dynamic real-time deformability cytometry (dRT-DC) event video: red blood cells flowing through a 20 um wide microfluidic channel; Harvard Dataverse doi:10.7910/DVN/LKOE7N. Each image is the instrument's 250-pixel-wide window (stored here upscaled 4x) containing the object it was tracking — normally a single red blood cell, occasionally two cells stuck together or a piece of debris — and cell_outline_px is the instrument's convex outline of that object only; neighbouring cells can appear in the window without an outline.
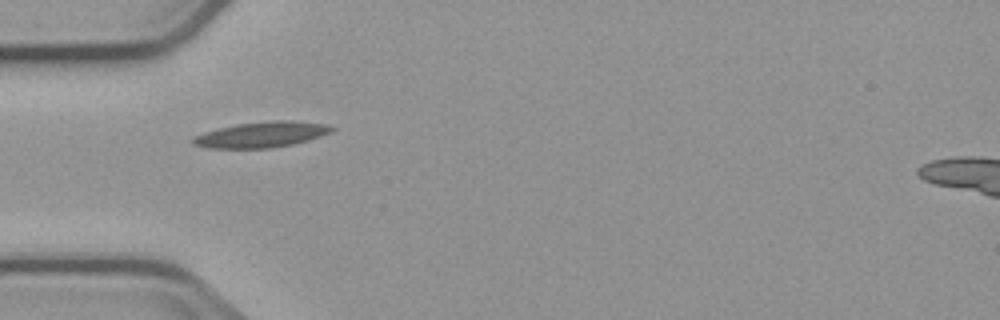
{"species": "common noctule bat (a hibernating species)", "species_latin": "Nyctalus noctula", "temperature_condition": "cold", "stored_images_in_passage": 1, "camera_frame_rate_fps": 3000, "um_per_image_px": 0.085, "animal": {"sex": "male", "body_mass_g": 23.1, "forearm_length_mm": 52.7}, "frame": {"image": 1, "passage_image": 1, "time_ms": 0.0, "image_size_px": [1000, 320], "cell_outline_px": [[336, 128], [332, 132], [308, 140], [292, 144], [272, 148], [208, 148], [192, 144], [192, 140], [196, 136], [204, 132], [236, 124], [276, 120], [292, 120], [328, 124]], "centroid_in_image_um": [22.28, 11.43], "position_along_channel_um": 62.7, "area_um2": 20.69}}